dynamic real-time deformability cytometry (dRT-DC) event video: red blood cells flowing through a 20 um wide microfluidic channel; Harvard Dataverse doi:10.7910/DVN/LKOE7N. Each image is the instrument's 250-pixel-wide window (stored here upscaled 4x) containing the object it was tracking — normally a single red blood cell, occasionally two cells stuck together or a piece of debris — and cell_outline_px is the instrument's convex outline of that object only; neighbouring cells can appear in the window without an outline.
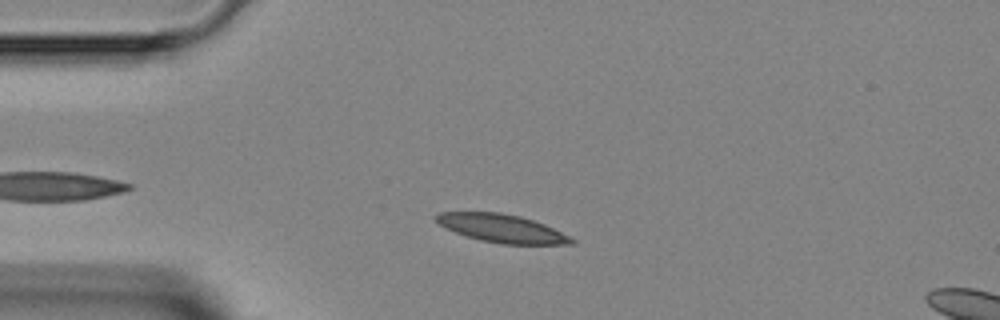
{"species": "Egyptian fruit bat (a non-hibernating species)", "species_latin": "Rousettus aegyptiacus", "temperature_condition": "room temperature", "stored_images_in_passage": 38, "camera_frame_rate_fps": 3000, "um_per_image_px": 0.085, "animal": {"sex": "female"}, "frame": {"image": 1, "passage_image": 8, "time_ms": 2.333, "image_size_px": [1000, 320], "cell_outline_px": [[576, 240], [572, 244], [500, 244], [480, 240], [456, 232], [440, 224], [432, 216], [436, 212], [500, 212], [520, 216], [544, 224]], "centroid_in_image_um": [42.62, 19.4], "position_along_channel_um": 42.4, "area_um2": 21.96}}
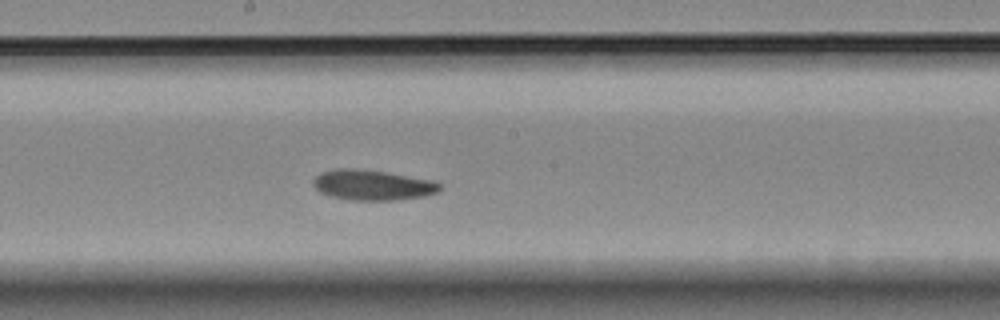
{"frame": {"image": 2, "passage_image": 22, "time_ms": 7.0, "image_size_px": [1000, 320], "cell_outline_px": [[440, 188], [436, 192], [424, 196], [396, 200], [352, 200], [332, 196], [320, 192], [312, 184], [312, 180], [320, 172], [332, 168], [356, 168], [388, 172], [432, 180], [440, 184]], "centroid_in_image_um": [31.62, 15.71], "position_along_channel_um": 216.6, "area_um2": 22.43}}
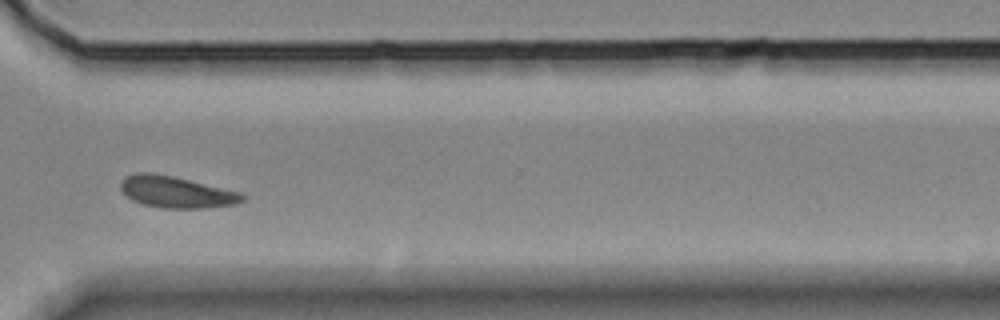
{"frame": {"image": 3, "passage_image": 32, "time_ms": 10.333, "image_size_px": [1000, 320], "cell_outline_px": [[244, 200], [236, 204], [204, 208], [160, 208], [144, 204], [132, 200], [120, 188], [120, 180], [124, 176], [136, 172], [152, 172], [172, 176], [244, 192]], "centroid_in_image_um": [14.99, 16.31], "position_along_channel_um": 355.6, "area_um2": 22.6}}